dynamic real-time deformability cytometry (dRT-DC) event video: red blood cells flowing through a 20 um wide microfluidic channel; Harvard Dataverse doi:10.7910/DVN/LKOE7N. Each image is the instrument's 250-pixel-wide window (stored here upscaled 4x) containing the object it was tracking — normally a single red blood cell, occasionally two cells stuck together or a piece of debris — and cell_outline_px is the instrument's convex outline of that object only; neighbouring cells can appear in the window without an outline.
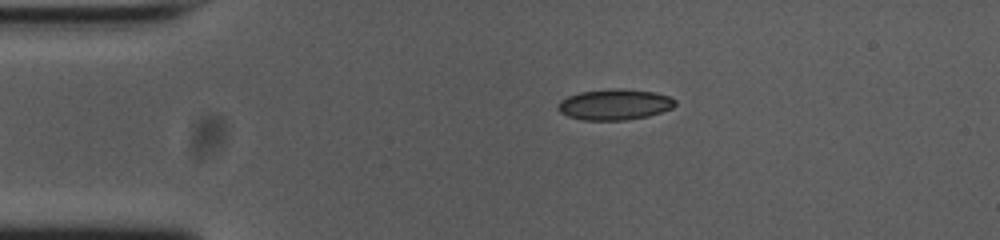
{"species": "common noctule bat (a hibernating species)", "species_latin": "Nyctalus noctula", "temperature_condition": "cold", "stored_images_in_passage": 44, "camera_frame_rate_fps": 3000, "um_per_image_px": 0.085, "animal": {"sex": "female", "body_mass_g": 23.0, "forearm_length_mm": 53.4}, "frame": {"image": 1, "passage_image": 1, "time_ms": 0.0, "image_size_px": [1000, 240], "cell_outline_px": [[676, 104], [672, 108], [648, 116], [624, 120], [580, 120], [568, 116], [560, 112], [556, 108], [560, 100], [568, 96], [580, 92], [616, 88], [624, 88], [656, 92], [668, 96], [676, 100]], "centroid_in_image_um": [52.23, 8.88], "position_along_channel_um": 32.8, "area_um2": 21.15}}
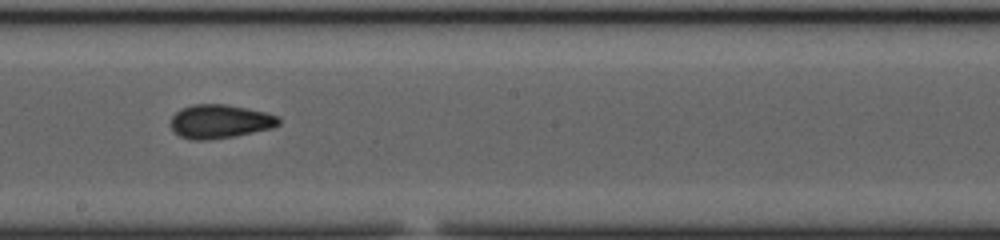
{"frame": {"image": 2, "passage_image": 20, "time_ms": 6.333, "image_size_px": [1000, 240], "cell_outline_px": [[280, 124], [272, 128], [232, 136], [208, 140], [196, 140], [180, 136], [168, 124], [172, 116], [180, 108], [192, 104], [224, 104], [248, 108], [280, 116]], "centroid_in_image_um": [18.68, 10.31], "position_along_channel_um": 229.5, "area_um2": 21.27}}
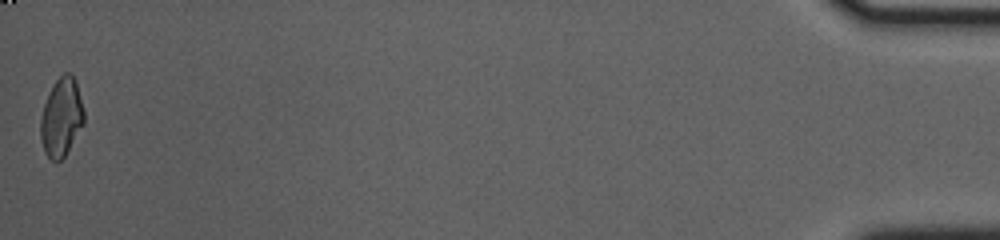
{"frame": {"image": 3, "passage_image": 44, "time_ms": 14.333, "image_size_px": [1000, 240], "cell_outline_px": [[84, 124], [64, 156], [56, 164], [44, 152], [40, 136], [40, 120], [44, 104], [48, 92], [52, 84], [64, 72], [68, 72], [72, 76], [76, 84], [84, 108]], "centroid_in_image_um": [5.2, 9.98], "position_along_channel_um": 430.0, "area_um2": 19.88}, "authors_computed_cell_mechanics": {"area_um2": 20.7502, "velocity_mm_per_s": 3.7619, "shape_relaxation_time_tau1_ms": 6.1322, "shape_relaxation_time_tau2_ms": 1.9271, "deformation_change_tau1": 0.1555, "deformation_change_tau2": 0.0607}}